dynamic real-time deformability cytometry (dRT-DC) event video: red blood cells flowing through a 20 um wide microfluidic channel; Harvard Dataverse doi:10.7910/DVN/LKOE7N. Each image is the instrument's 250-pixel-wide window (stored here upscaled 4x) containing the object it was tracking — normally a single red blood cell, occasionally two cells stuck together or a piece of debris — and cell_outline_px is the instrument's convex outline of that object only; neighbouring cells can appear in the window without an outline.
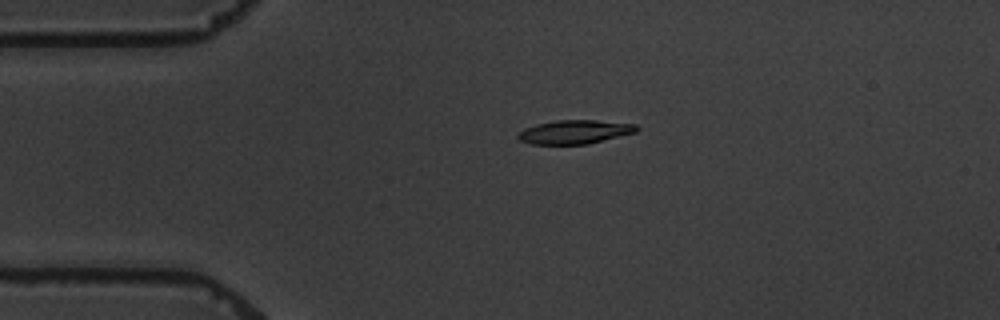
{"species": "common noctule bat (a hibernating species)", "species_latin": "Nyctalus noctula", "temperature_condition": "warm", "stored_images_in_passage": 4, "camera_frame_rate_fps": 3000, "um_per_image_px": 0.085, "animal": {"sex": "male", "body_mass_g": 19.5, "forearm_length_mm": 54.6}, "frame": {"image": 1, "passage_image": 3, "time_ms": 3.333, "image_size_px": [1000, 320], "cell_outline_px": [[640, 128], [636, 132], [588, 144], [532, 144], [520, 140], [516, 136], [524, 128], [536, 124], [556, 120], [596, 120], [636, 124]], "centroid_in_image_um": [48.86, 11.21], "position_along_channel_um": 36.1, "area_um2": 16.42}}